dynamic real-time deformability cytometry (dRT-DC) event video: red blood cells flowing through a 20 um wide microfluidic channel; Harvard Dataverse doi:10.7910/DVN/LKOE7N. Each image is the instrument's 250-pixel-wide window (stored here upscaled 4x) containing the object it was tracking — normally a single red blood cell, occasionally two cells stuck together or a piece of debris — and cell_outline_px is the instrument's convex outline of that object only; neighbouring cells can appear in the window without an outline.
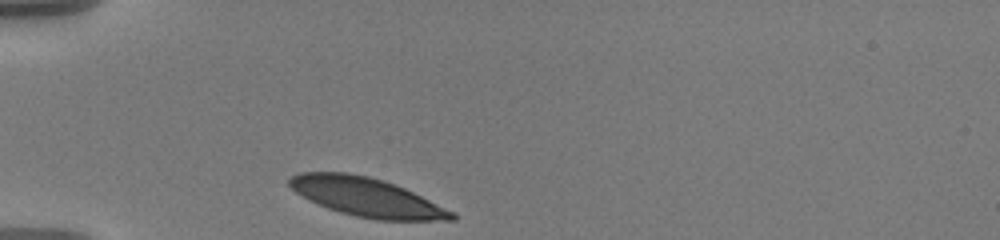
{"species": "human", "species_latin": "Homo sapiens", "temperature_condition": "warm", "stored_images_in_passage": 33, "camera_frame_rate_fps": 3000, "um_per_image_px": 0.085, "donor": {"sex": "male"}, "frame": {"image": 1, "passage_image": 1, "time_ms": 0.0, "image_size_px": [1000, 240], "cell_outline_px": [[456, 220], [376, 220], [356, 216], [340, 212], [328, 208], [308, 200], [296, 192], [288, 184], [288, 180], [292, 176], [300, 172], [348, 172], [368, 176], [404, 188], [456, 212]], "centroid_in_image_um": [31.17, 16.76], "position_along_channel_um": 53.8, "area_um2": 36.47}}
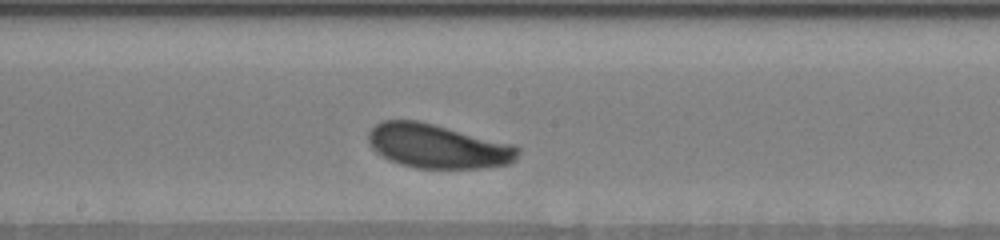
{"frame": {"image": 2, "passage_image": 16, "time_ms": 5.0, "image_size_px": [1000, 240], "cell_outline_px": [[520, 152], [516, 160], [508, 164], [480, 168], [416, 168], [400, 164], [388, 160], [376, 152], [368, 144], [368, 132], [376, 124], [384, 120], [420, 120], [512, 144], [520, 148]], "centroid_in_image_um": [37.18, 12.42], "position_along_channel_um": 211.0, "area_um2": 38.61}}
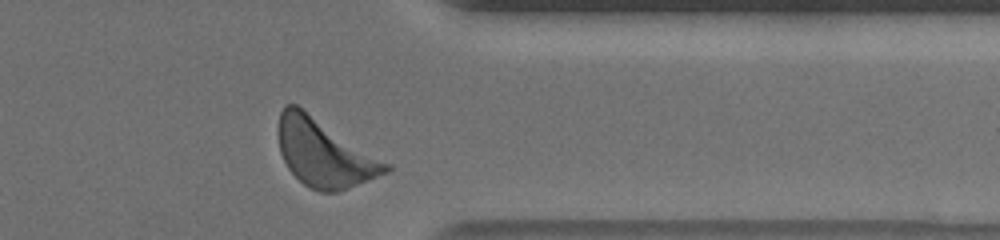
{"frame": {"image": 3, "passage_image": 31, "time_ms": 10.0, "image_size_px": [1000, 240], "cell_outline_px": [[392, 168], [388, 172], [336, 192], [320, 192], [308, 188], [288, 168], [280, 152], [280, 112], [284, 104], [296, 104], [392, 164]], "centroid_in_image_um": [27.6, 13.01], "position_along_channel_um": 383.8, "area_um2": 41.85}, "authors_computed_cell_mechanics": {"area_um2": 38.148, "velocity_mm_per_s": 3.5242, "shape_relaxation_time_tau1_ms": 0.9517, "shape_relaxation_time_tau2_ms": null, "deformation_change_tau1": 0.0897, "deformation_change_tau2": null}}